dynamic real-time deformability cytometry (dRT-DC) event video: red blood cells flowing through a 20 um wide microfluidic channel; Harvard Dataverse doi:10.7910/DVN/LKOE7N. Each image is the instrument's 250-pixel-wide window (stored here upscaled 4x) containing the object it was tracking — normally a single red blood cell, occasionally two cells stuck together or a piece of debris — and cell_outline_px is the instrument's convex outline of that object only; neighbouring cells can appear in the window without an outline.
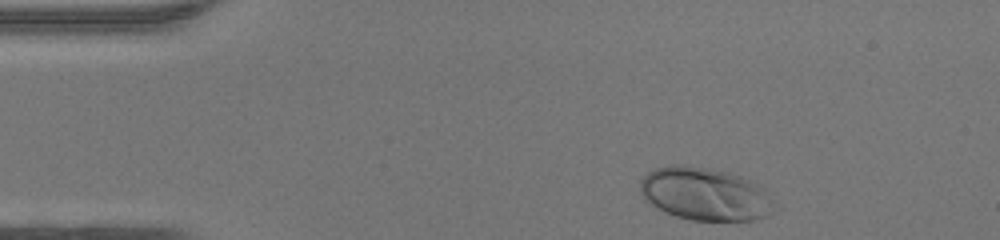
{"species": "human", "species_latin": "Homo sapiens", "temperature_condition": "warm", "stored_images_in_passage": 33, "camera_frame_rate_fps": 3000, "um_per_image_px": 0.085, "donor": {"sex": "female"}, "frame": {"image": 1, "passage_image": 1, "time_ms": 0.0, "image_size_px": [1000, 240], "cell_outline_px": [[776, 212], [768, 216], [752, 220], [692, 220], [676, 216], [664, 212], [656, 208], [644, 200], [640, 192], [640, 180], [648, 172], [656, 168], [672, 164], [680, 164], [712, 168], [728, 172], [740, 176], [764, 188], [776, 200]], "centroid_in_image_um": [59.95, 16.49], "position_along_channel_um": 25.0, "area_um2": 42.02}}
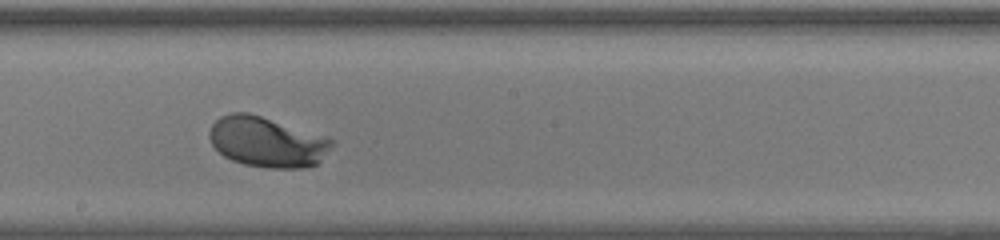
{"frame": {"image": 2, "passage_image": 20, "time_ms": 6.333, "image_size_px": [1000, 240], "cell_outline_px": [[336, 140], [320, 160], [316, 164], [304, 168], [268, 168], [244, 164], [232, 160], [224, 156], [212, 144], [208, 136], [208, 132], [212, 124], [220, 116], [232, 112], [248, 112]], "centroid_in_image_um": [22.66, 12.06], "position_along_channel_um": 225.5, "area_um2": 35.55}}
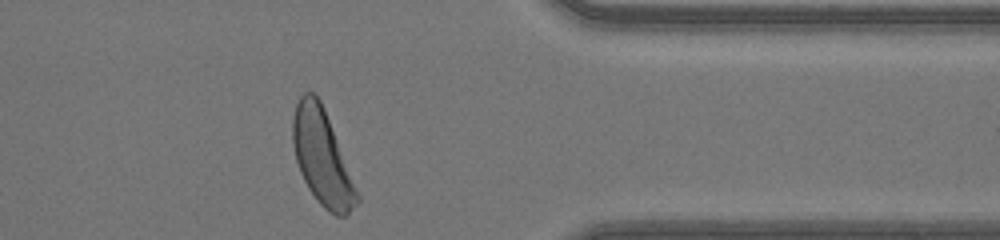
{"frame": {"image": 3, "passage_image": 32, "time_ms": 10.333, "image_size_px": [1000, 240], "cell_outline_px": [[360, 200], [344, 216], [336, 216], [328, 212], [316, 200], [308, 188], [300, 172], [296, 160], [292, 144], [292, 116], [296, 104], [300, 96], [304, 92], [312, 92], [320, 100], [324, 108], [360, 196]], "centroid_in_image_um": [27.35, 13.38], "position_along_channel_um": 384.0, "area_um2": 35.37}, "authors_computed_cell_mechanics": {"area_um2": 35.3736, "velocity_mm_per_s": 4.3253, "shape_relaxation_time_tau1_ms": 1.8856, "shape_relaxation_time_tau2_ms": null, "deformation_change_tau1": 0.1473, "deformation_change_tau2": null}}